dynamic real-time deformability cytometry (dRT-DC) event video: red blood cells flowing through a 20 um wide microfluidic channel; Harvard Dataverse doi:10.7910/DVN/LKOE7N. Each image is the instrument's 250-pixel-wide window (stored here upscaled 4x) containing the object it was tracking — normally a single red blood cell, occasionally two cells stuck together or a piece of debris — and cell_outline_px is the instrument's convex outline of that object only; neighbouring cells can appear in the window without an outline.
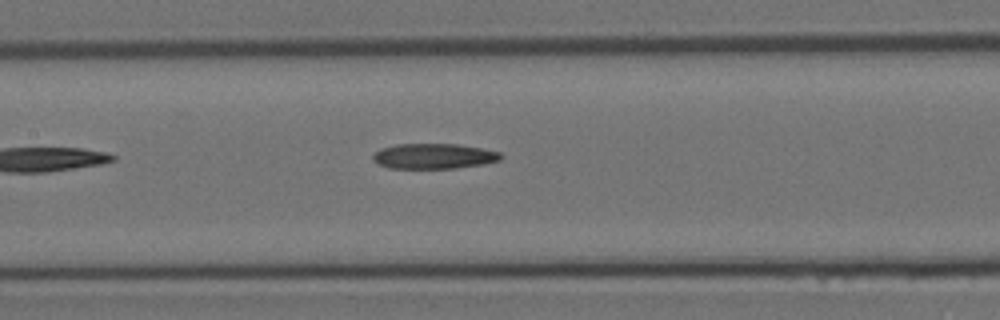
{"species": "Egyptian fruit bat (a non-hibernating species)", "species_latin": "Rousettus aegyptiacus", "temperature_condition": "room temperature", "stored_images_in_passage": 7, "camera_frame_rate_fps": 3000, "um_per_image_px": 0.085, "animal": {"sex": "female"}, "frame": {"image": 1, "passage_image": 7, "time_ms": 2.0, "image_size_px": [1000, 320], "cell_outline_px": [[504, 156], [500, 160], [484, 164], [456, 168], [388, 168], [372, 160], [372, 156], [380, 148], [396, 144], [456, 144], [480, 148], [500, 152]], "centroid_in_image_um": [36.88, 13.27], "position_along_channel_um": 170.5, "area_um2": 18.84}}